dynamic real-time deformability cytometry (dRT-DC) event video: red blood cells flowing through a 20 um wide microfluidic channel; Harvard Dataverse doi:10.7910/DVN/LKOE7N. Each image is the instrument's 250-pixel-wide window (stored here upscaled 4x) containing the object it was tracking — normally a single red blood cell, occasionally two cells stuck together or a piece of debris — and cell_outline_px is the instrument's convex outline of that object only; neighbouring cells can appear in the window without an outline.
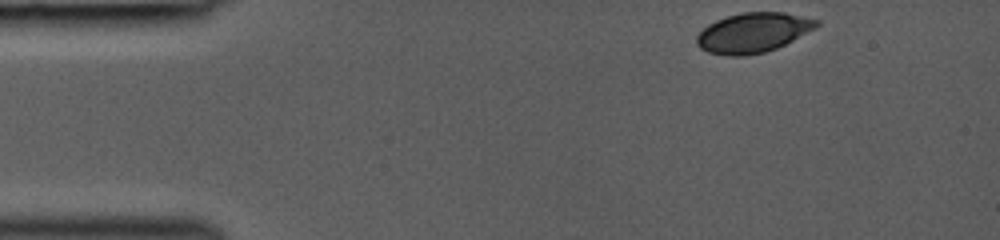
{"species": "common noctule bat (a hibernating species)", "species_latin": "Nyctalus noctula", "temperature_condition": "room temperature", "stored_images_in_passage": 39, "camera_frame_rate_fps": 3000, "um_per_image_px": 0.085, "animal": {"sex": "female", "body_mass_g": 19.0, "forearm_length_mm": 53.3}, "frame": {"image": 1, "passage_image": 1, "time_ms": 0.0, "image_size_px": [1000, 240], "cell_outline_px": [[820, 24], [816, 28], [776, 48], [764, 52], [744, 56], [728, 56], [708, 52], [700, 48], [696, 44], [696, 36], [708, 24], [716, 20], [740, 12], [784, 12], [820, 20]], "centroid_in_image_um": [64.0, 2.77], "position_along_channel_um": 21.0, "area_um2": 27.74}}
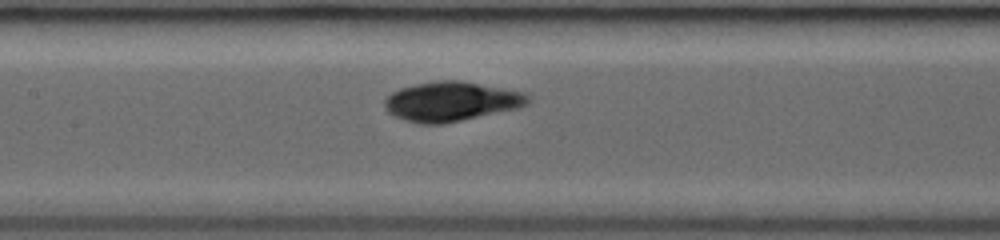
{"frame": {"image": 2, "passage_image": 17, "time_ms": 5.333, "image_size_px": [1000, 240], "cell_outline_px": [[532, 100], [528, 104], [520, 108], [444, 124], [420, 124], [404, 120], [388, 112], [384, 108], [384, 100], [392, 92], [400, 88], [416, 84], [436, 80], [456, 80], [524, 92], [532, 96]], "centroid_in_image_um": [38.38, 8.63], "position_along_channel_um": 169.0, "area_um2": 33.18}}
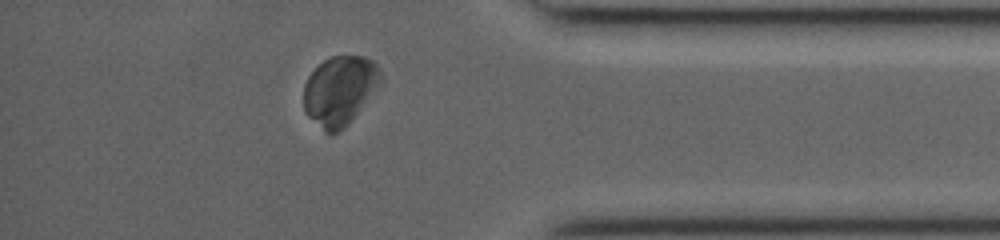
{"frame": {"image": 3, "passage_image": 34, "time_ms": 11.0, "image_size_px": [1000, 240], "cell_outline_px": [[380, 84], [344, 128], [332, 136], [324, 132], [308, 116], [304, 108], [304, 84], [308, 76], [324, 60], [332, 56], [364, 56], [372, 60], [380, 68]], "centroid_in_image_um": [28.85, 7.7], "position_along_channel_um": 406.3, "area_um2": 30.81}}